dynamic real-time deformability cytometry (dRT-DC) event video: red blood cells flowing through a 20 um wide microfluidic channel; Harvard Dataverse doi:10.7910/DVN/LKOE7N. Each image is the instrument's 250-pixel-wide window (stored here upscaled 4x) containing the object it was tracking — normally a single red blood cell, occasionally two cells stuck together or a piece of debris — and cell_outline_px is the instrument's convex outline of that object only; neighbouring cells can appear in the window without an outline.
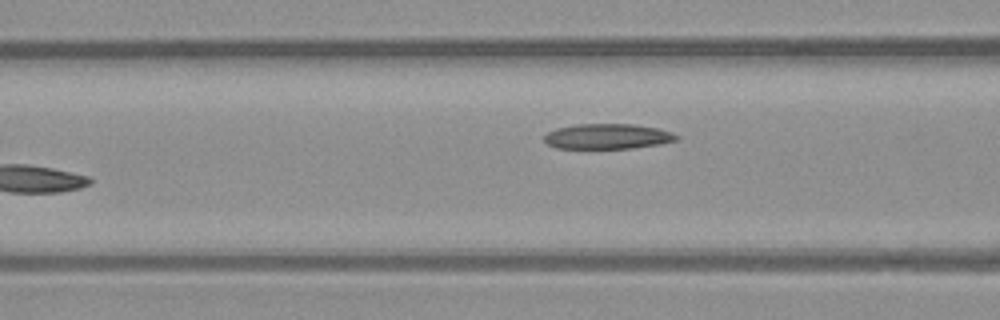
{"species": "common noctule bat (a hibernating species)", "species_latin": "Nyctalus noctula", "temperature_condition": "warm", "stored_images_in_passage": 7, "camera_frame_rate_fps": 3000, "um_per_image_px": 0.085, "animal": {"sex": "male", "body_mass_g": 23.1, "forearm_length_mm": 52.7}, "frame": {"image": 1, "passage_image": 7, "time_ms": 7.333, "image_size_px": [1000, 320], "cell_outline_px": [[680, 136], [676, 140], [660, 144], [632, 148], [556, 148], [548, 144], [544, 140], [544, 136], [548, 132], [556, 128], [576, 124], [632, 124], [656, 128], [672, 132]], "centroid_in_image_um": [51.64, 11.59], "position_along_channel_um": 115.0, "area_um2": 19.36}}